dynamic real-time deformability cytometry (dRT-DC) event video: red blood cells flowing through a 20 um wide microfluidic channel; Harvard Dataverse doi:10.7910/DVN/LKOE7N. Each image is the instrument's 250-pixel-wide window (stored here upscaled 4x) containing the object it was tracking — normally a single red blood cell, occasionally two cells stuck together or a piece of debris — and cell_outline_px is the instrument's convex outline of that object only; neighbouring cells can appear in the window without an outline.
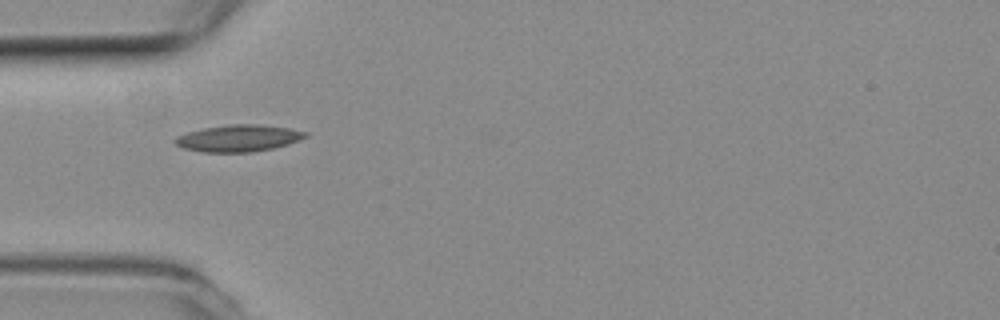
{"species": "common noctule bat (a hibernating species)", "species_latin": "Nyctalus noctula", "temperature_condition": "room temperature", "stored_images_in_passage": 2, "camera_frame_rate_fps": 3000, "um_per_image_px": 0.085, "animal": {"sex": "female", "body_mass_g": 19.3, "forearm_length_mm": 54.1}, "frame": {"image": 1, "passage_image": 1, "time_ms": 0.0, "image_size_px": [1000, 320], "cell_outline_px": [[308, 136], [300, 140], [288, 144], [272, 148], [252, 152], [204, 152], [184, 148], [176, 144], [172, 140], [176, 136], [188, 132], [204, 128], [228, 124], [256, 124], [288, 128], [308, 132]], "centroid_in_image_um": [20.27, 11.74], "position_along_channel_um": 64.7, "area_um2": 20.29}}
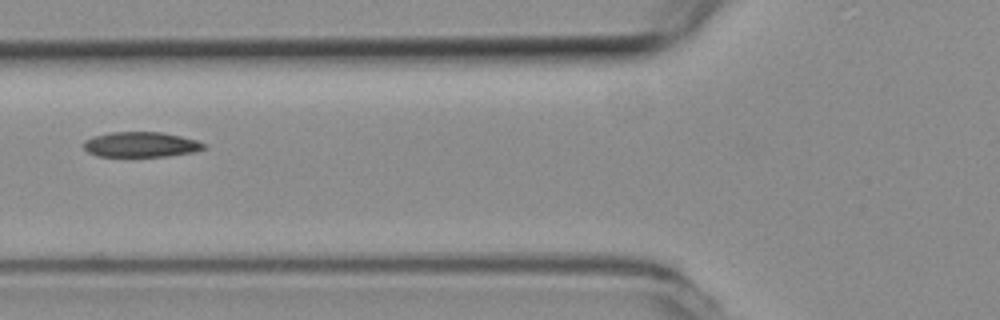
{"frame": {"image": 2, "passage_image": 2, "time_ms": 0.333, "image_size_px": [1000, 320], "cell_outline_px": [[208, 148], [196, 152], [168, 156], [96, 156], [88, 152], [84, 148], [84, 140], [92, 136], [112, 132], [160, 132], [180, 136], [196, 140], [208, 144]], "centroid_in_image_um": [12.02, 12.29], "position_along_channel_um": 113.8, "area_um2": 17.8}}